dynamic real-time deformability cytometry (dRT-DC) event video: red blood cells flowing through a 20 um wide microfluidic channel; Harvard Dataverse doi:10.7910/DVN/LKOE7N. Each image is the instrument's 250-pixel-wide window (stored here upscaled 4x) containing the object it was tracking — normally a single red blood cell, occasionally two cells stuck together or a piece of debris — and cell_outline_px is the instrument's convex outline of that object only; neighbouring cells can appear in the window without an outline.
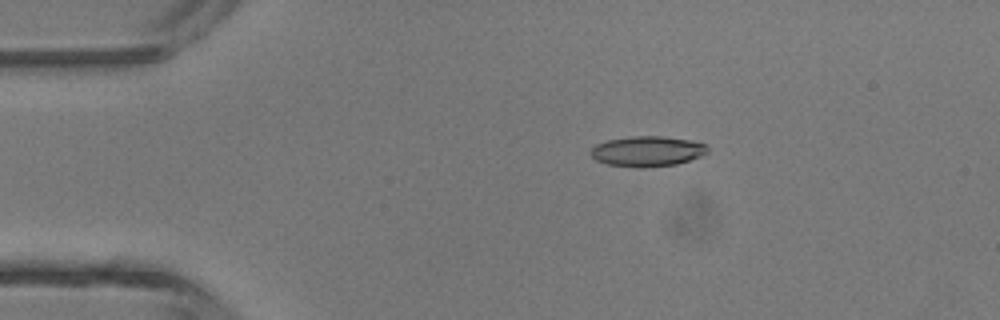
{"species": "common noctule bat (a hibernating species)", "species_latin": "Nyctalus noctula", "temperature_condition": "room temperature", "stored_images_in_passage": 4, "camera_frame_rate_fps": 3000, "um_per_image_px": 0.085, "animal": {"sex": "male", "body_mass_g": 13.3}, "frame": {"image": 1, "passage_image": 2, "time_ms": 2.0, "image_size_px": [1000, 320], "cell_outline_px": [[708, 152], [700, 156], [676, 164], [608, 164], [596, 160], [592, 156], [592, 148], [596, 144], [608, 140], [632, 136], [664, 136], [688, 140], [708, 144]], "centroid_in_image_um": [55.07, 12.79], "position_along_channel_um": 29.9, "area_um2": 19.48}}